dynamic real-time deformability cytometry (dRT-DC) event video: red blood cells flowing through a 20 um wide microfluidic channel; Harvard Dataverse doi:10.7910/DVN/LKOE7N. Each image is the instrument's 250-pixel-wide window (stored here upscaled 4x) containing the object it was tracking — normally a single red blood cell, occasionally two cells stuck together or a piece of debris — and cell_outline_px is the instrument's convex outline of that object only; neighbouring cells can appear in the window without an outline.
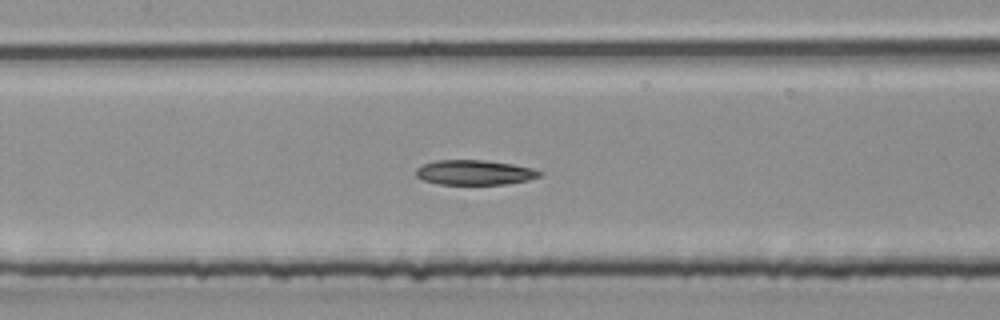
{"species": "common noctule bat (a hibernating species)", "species_latin": "Nyctalus noctula", "temperature_condition": "room temperature", "stored_images_in_passage": 46, "segment_of_instrument_passage": [2, 2], "camera_frame_rate_fps": 3000, "um_per_image_px": 0.085, "animal": {"sex": "male", "body_mass_g": 20.4}, "frame": {"image": 1, "passage_image": 22, "time_ms": 7.0, "image_size_px": [1000, 320], "cell_outline_px": [[544, 176], [528, 180], [508, 184], [440, 184], [424, 180], [416, 176], [416, 168], [424, 164], [436, 160], [484, 160], [512, 164], [532, 168], [544, 172]], "centroid_in_image_um": [40.39, 14.66], "position_along_channel_um": 167.0, "area_um2": 17.98}}
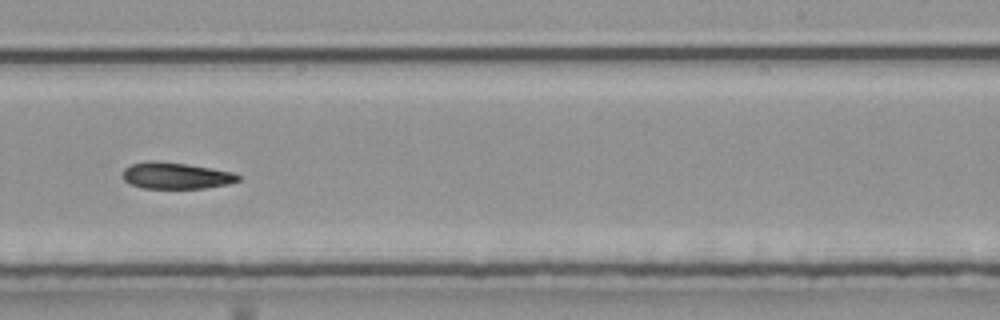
{"frame": {"image": 2, "passage_image": 29, "time_ms": 9.333, "image_size_px": [1000, 320], "cell_outline_px": [[240, 180], [228, 184], [208, 188], [140, 188], [124, 180], [124, 168], [132, 164], [188, 164], [232, 172], [240, 176]], "centroid_in_image_um": [15.05, 14.99], "position_along_channel_um": 274.0, "area_um2": 16.88}}
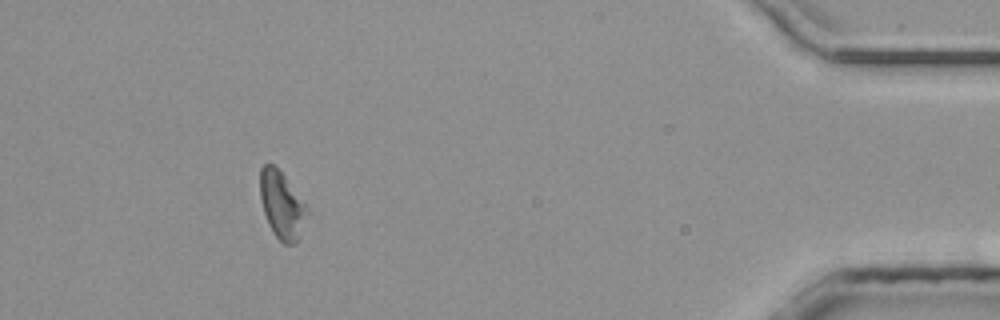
{"frame": {"image": 3, "passage_image": 42, "time_ms": 13.667, "image_size_px": [1000, 320], "cell_outline_px": [[308, 212], [300, 236], [296, 244], [284, 244], [272, 232], [268, 224], [260, 200], [260, 168], [264, 164], [272, 164], [284, 176], [308, 204]], "centroid_in_image_um": [23.97, 17.45], "position_along_channel_um": 411.2, "area_um2": 18.55}}